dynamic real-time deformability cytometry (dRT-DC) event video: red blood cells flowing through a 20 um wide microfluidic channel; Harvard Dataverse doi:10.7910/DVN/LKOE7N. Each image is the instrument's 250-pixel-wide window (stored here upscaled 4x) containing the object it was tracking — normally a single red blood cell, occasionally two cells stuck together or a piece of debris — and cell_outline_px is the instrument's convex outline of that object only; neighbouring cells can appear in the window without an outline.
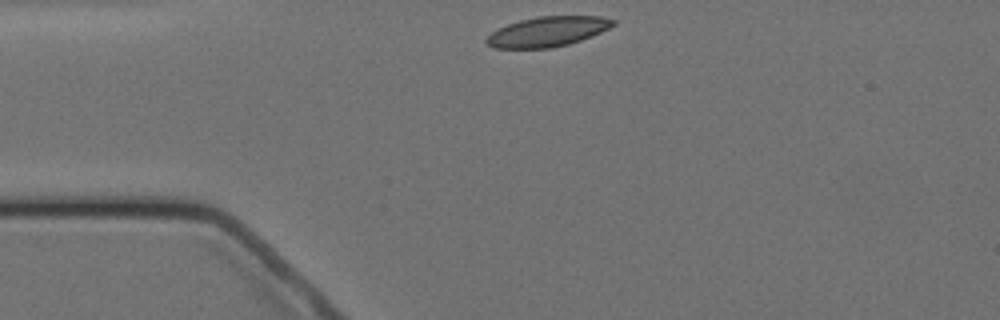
{"species": "Egyptian fruit bat (a non-hibernating species)", "species_latin": "Rousettus aegyptiacus", "temperature_condition": "cold", "stored_images_in_passage": 3, "camera_frame_rate_fps": 3000, "um_per_image_px": 0.085, "animal": {"sex": "female"}, "frame": {"image": 1, "passage_image": 1, "time_ms": 0.0, "image_size_px": [1000, 320], "cell_outline_px": [[616, 24], [592, 36], [568, 44], [552, 48], [496, 48], [484, 44], [484, 40], [492, 32], [508, 24], [520, 20], [540, 16], [600, 16], [616, 20]], "centroid_in_image_um": [46.54, 2.69], "position_along_channel_um": 38.5, "area_um2": 22.02}}
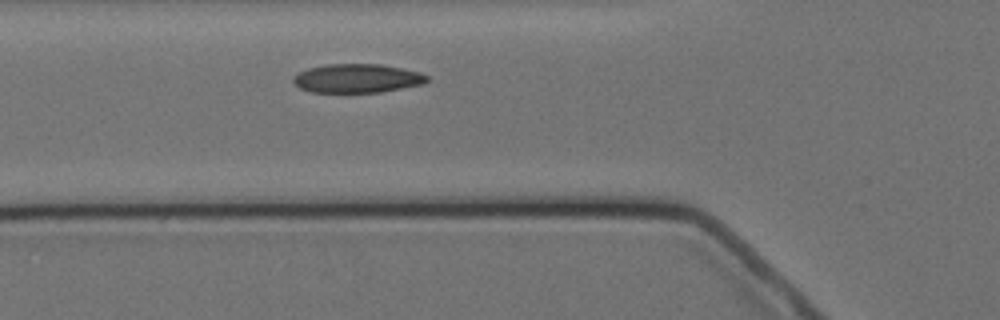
{"frame": {"image": 2, "passage_image": 3, "time_ms": 2.333, "image_size_px": [1000, 320], "cell_outline_px": [[428, 80], [424, 84], [380, 92], [312, 92], [300, 88], [292, 80], [300, 72], [308, 68], [328, 64], [380, 64], [420, 72], [428, 76]], "centroid_in_image_um": [30.39, 6.66], "position_along_channel_um": 95.4, "area_um2": 22.25}}